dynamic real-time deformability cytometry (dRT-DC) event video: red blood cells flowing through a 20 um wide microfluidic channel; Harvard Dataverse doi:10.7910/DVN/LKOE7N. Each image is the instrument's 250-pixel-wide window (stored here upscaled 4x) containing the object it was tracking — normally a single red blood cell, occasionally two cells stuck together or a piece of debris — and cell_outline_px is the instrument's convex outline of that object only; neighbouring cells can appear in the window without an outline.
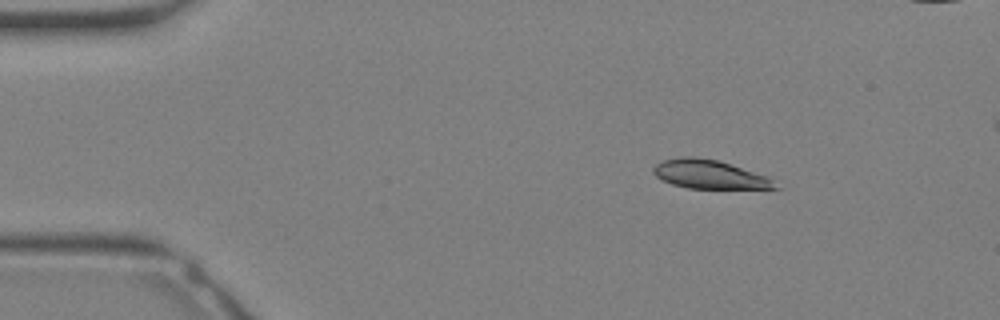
{"species": "Egyptian fruit bat (a non-hibernating species)", "species_latin": "Rousettus aegyptiacus", "temperature_condition": "warm", "stored_images_in_passage": 17, "camera_frame_rate_fps": 3000, "um_per_image_px": 0.085, "animal": {"sex": "female"}, "frame": {"image": 1, "passage_image": 2, "time_ms": 0.333, "image_size_px": [1000, 320], "cell_outline_px": [[780, 188], [688, 188], [672, 184], [660, 180], [652, 172], [652, 168], [656, 164], [664, 160], [680, 156], [696, 156], [716, 160], [768, 176]], "centroid_in_image_um": [60.24, 14.81], "position_along_channel_um": 24.8, "area_um2": 20.23}}
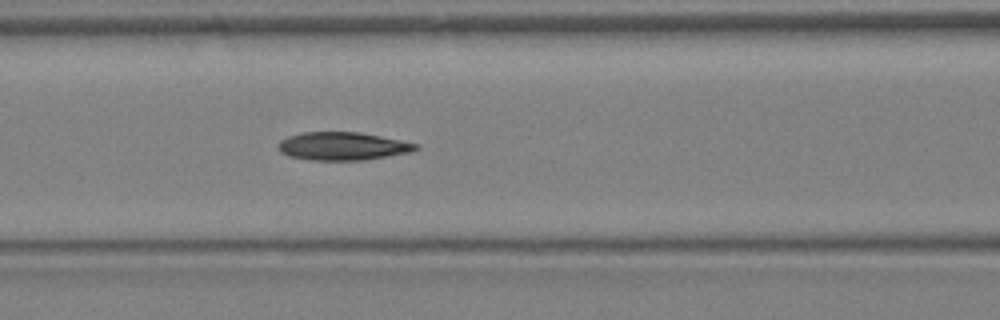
{"frame": {"image": 2, "passage_image": 11, "time_ms": 3.333, "image_size_px": [1000, 320], "cell_outline_px": [[420, 148], [412, 152], [364, 160], [308, 160], [288, 156], [280, 152], [276, 144], [280, 140], [288, 136], [300, 132], [360, 132], [420, 144]], "centroid_in_image_um": [29.11, 12.42], "position_along_channel_um": 137.5, "area_um2": 22.77}}
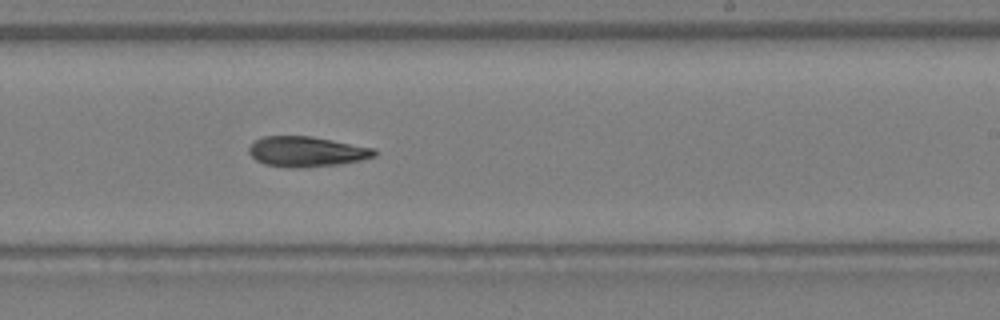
{"frame": {"image": 3, "passage_image": 17, "time_ms": 5.333, "image_size_px": [1000, 320], "cell_outline_px": [[376, 156], [360, 160], [336, 164], [304, 168], [300, 168], [264, 164], [256, 160], [248, 152], [248, 148], [256, 140], [264, 136], [312, 136], [376, 148]], "centroid_in_image_um": [26.07, 12.88], "position_along_channel_um": 262.9, "area_um2": 22.02}}